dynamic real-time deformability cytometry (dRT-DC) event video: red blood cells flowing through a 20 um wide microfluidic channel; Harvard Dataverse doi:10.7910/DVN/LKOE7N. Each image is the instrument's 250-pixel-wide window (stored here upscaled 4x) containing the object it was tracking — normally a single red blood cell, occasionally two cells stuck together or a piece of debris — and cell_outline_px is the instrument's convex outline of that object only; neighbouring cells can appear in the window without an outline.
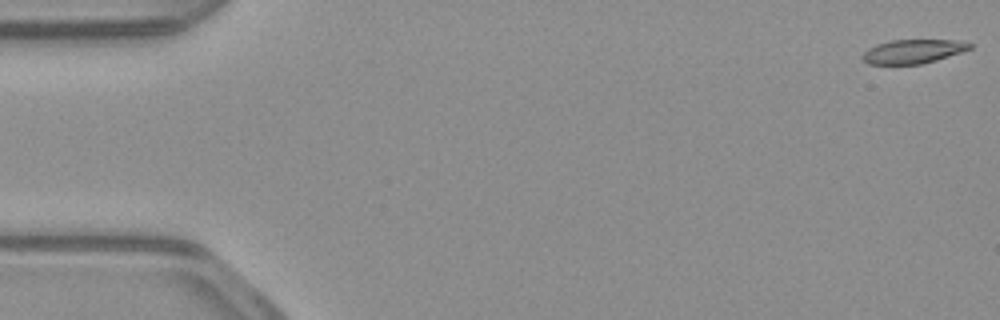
{"species": "common noctule bat (a hibernating species)", "species_latin": "Nyctalus noctula", "temperature_condition": "warm", "stored_images_in_passage": 53, "camera_frame_rate_fps": 3000, "um_per_image_px": 0.085, "animal": {"sex": "male", "body_mass_g": 23.1, "forearm_length_mm": 52.7}, "frame": {"image": 1, "passage_image": 1, "time_ms": 0.0, "image_size_px": [1000, 320], "cell_outline_px": [[972, 48], [936, 60], [920, 64], [868, 64], [860, 56], [868, 48], [876, 44], [892, 40], [956, 40], [972, 44]], "centroid_in_image_um": [77.57, 4.37], "position_along_channel_um": 7.4, "area_um2": 14.85}}
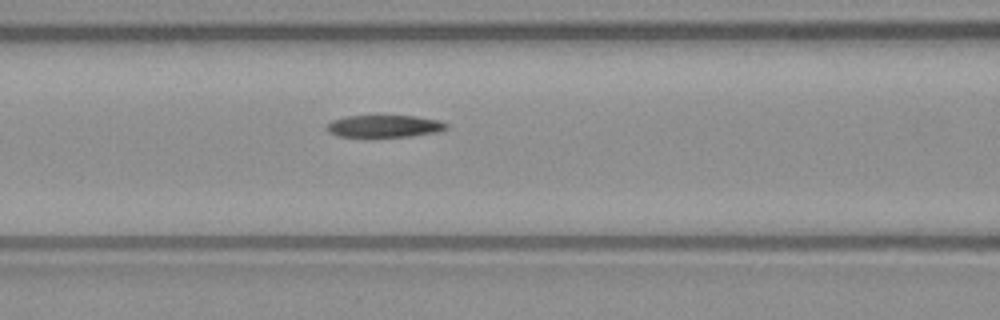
{"frame": {"image": 2, "passage_image": 22, "time_ms": 7.0, "image_size_px": [1000, 320], "cell_outline_px": [[448, 128], [436, 132], [412, 136], [336, 136], [328, 132], [324, 128], [324, 124], [332, 120], [344, 116], [416, 116], [440, 120], [448, 124]], "centroid_in_image_um": [32.62, 10.71], "position_along_channel_um": 134.0, "area_um2": 15.55}}
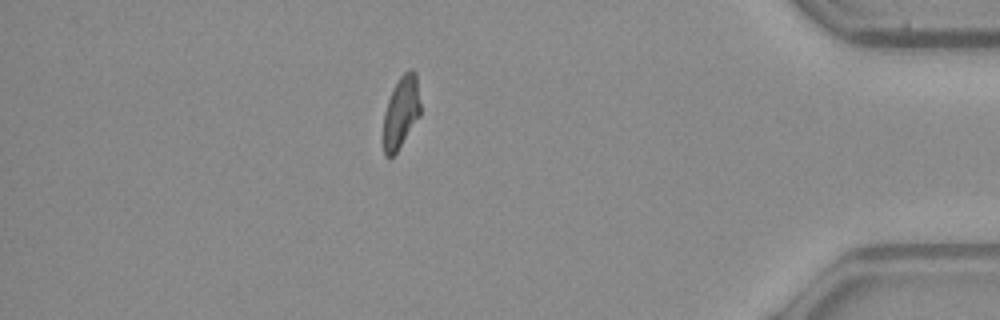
{"frame": {"image": 3, "passage_image": 46, "time_ms": 15.0, "image_size_px": [1000, 320], "cell_outline_px": [[420, 116], [396, 152], [392, 156], [384, 156], [384, 112], [388, 100], [400, 76], [408, 68], [412, 68], [416, 72], [420, 104]], "centroid_in_image_um": [34.1, 9.5], "position_along_channel_um": 401.1, "area_um2": 15.32}, "authors_computed_cell_mechanics": {"area_um2": 16.3574, "velocity_mm_per_s": 3.9073, "shape_relaxation_time_tau1_ms": null, "shape_relaxation_time_tau2_ms": 10.6551, "deformation_change_tau1": null, "deformation_change_tau2": 0.2057}}